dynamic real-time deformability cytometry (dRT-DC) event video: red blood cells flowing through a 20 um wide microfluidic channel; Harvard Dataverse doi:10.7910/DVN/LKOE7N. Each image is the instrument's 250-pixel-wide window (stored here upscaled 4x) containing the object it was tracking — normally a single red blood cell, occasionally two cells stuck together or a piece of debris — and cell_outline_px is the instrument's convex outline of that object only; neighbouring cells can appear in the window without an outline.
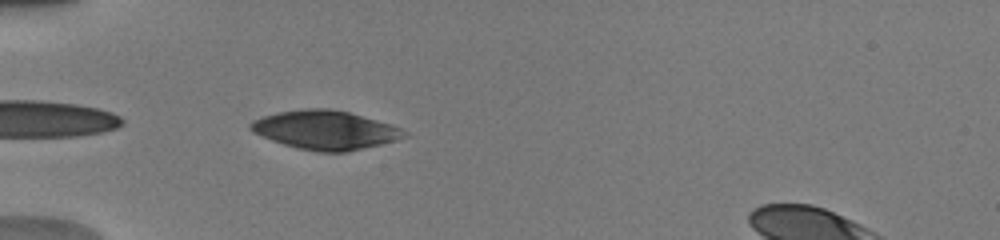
{"species": "human", "species_latin": "Homo sapiens", "temperature_condition": "warm", "stored_images_in_passage": 4, "camera_frame_rate_fps": 3000, "um_per_image_px": 0.085, "donor": {"sex": "male"}, "frame": {"image": 1, "passage_image": 2, "time_ms": 0.333, "image_size_px": [1000, 240], "cell_outline_px": [[408, 136], [396, 140], [380, 144], [344, 152], [320, 152], [300, 148], [284, 144], [272, 140], [252, 132], [248, 128], [248, 124], [252, 120], [276, 112], [304, 108], [332, 108], [348, 112], [392, 124], [408, 132]], "centroid_in_image_um": [27.63, 11.03], "position_along_channel_um": 57.4, "area_um2": 34.74}}